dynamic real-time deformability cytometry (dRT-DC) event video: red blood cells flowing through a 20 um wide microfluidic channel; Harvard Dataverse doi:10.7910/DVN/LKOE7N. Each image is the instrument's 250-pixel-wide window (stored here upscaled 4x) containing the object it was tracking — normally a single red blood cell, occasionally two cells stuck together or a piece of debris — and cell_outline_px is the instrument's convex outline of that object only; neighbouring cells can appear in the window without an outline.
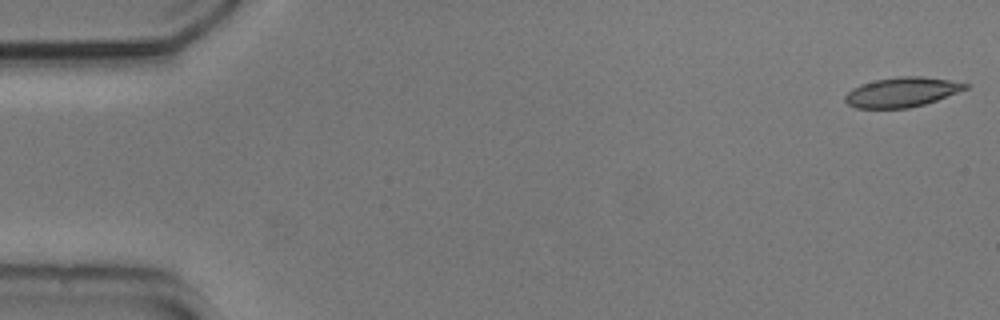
{"species": "common noctule bat (a hibernating species)", "species_latin": "Nyctalus noctula", "temperature_condition": "cold", "stored_images_in_passage": 54, "camera_frame_rate_fps": 3000, "um_per_image_px": 0.085, "animal": {"sex": "male", "body_mass_g": 20.5, "forearm_length_mm": 52.5}, "frame": {"image": 1, "passage_image": 1, "time_ms": 0.0, "image_size_px": [1000, 320], "cell_outline_px": [[968, 88], [936, 100], [924, 104], [908, 108], [856, 108], [848, 104], [844, 100], [844, 96], [852, 88], [860, 84], [876, 80], [896, 76], [924, 76], [948, 80], [968, 84]], "centroid_in_image_um": [76.61, 7.83], "position_along_channel_um": 8.4, "area_um2": 20.69}}
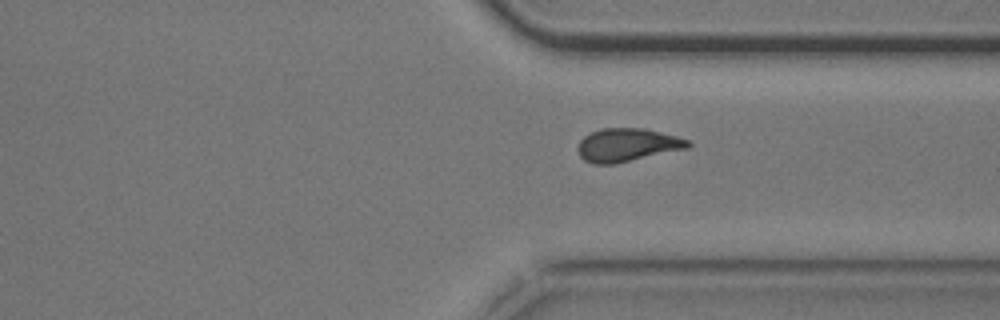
{"frame": {"image": 2, "passage_image": 40, "time_ms": 13.0, "image_size_px": [1000, 320], "cell_outline_px": [[692, 144], [688, 148], [616, 164], [592, 164], [584, 160], [580, 156], [576, 148], [580, 140], [584, 136], [600, 128], [644, 128], [676, 136], [688, 140]], "centroid_in_image_um": [53.29, 12.33], "position_along_channel_um": 358.1, "area_um2": 21.44}}
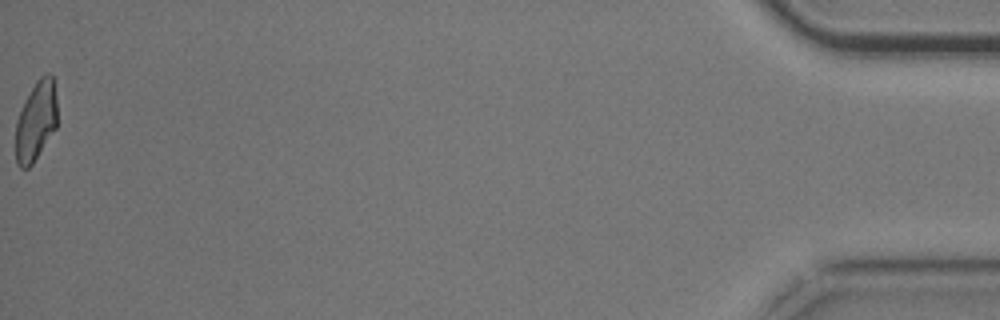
{"frame": {"image": 3, "passage_image": 54, "time_ms": 17.667, "image_size_px": [1000, 320], "cell_outline_px": [[56, 128], [32, 164], [28, 168], [20, 168], [16, 164], [16, 120], [36, 80], [40, 76], [48, 72], [52, 76], [56, 96]], "centroid_in_image_um": [3.06, 10.3], "position_along_channel_um": 432.1, "area_um2": 19.02}, "authors_computed_cell_mechanics": {"area_um2": 21.3571, "velocity_mm_per_s": 3.7336, "shape_relaxation_time_tau1_ms": 7.9133, "shape_relaxation_time_tau2_ms": 3.2849, "deformation_change_tau1": 0.1872, "deformation_change_tau2": 0.0904}}